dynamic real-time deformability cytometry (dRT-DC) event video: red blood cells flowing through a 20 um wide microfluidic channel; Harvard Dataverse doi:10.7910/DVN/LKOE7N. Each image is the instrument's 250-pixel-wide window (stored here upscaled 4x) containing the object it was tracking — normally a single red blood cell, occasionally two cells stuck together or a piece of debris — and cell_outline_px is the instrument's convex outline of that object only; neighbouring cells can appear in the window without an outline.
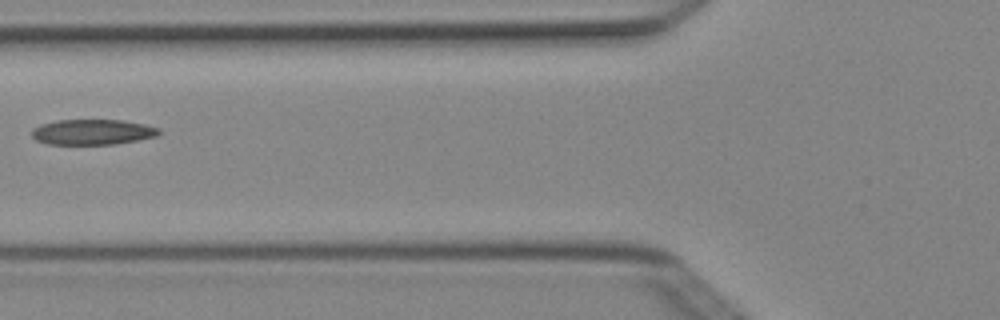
{"species": "Egyptian fruit bat (a non-hibernating species)", "species_latin": "Rousettus aegyptiacus", "temperature_condition": "cold", "stored_images_in_passage": 6, "camera_frame_rate_fps": 3000, "um_per_image_px": 0.085, "animal": {"sex": "female"}, "frame": {"image": 1, "passage_image": 5, "time_ms": 1.333, "image_size_px": [1000, 320], "cell_outline_px": [[160, 132], [156, 136], [140, 140], [116, 144], [48, 144], [36, 140], [32, 136], [32, 128], [40, 124], [56, 120], [124, 120], [144, 124], [160, 128]], "centroid_in_image_um": [7.87, 11.22], "position_along_channel_um": 117.9, "area_um2": 18.96}}
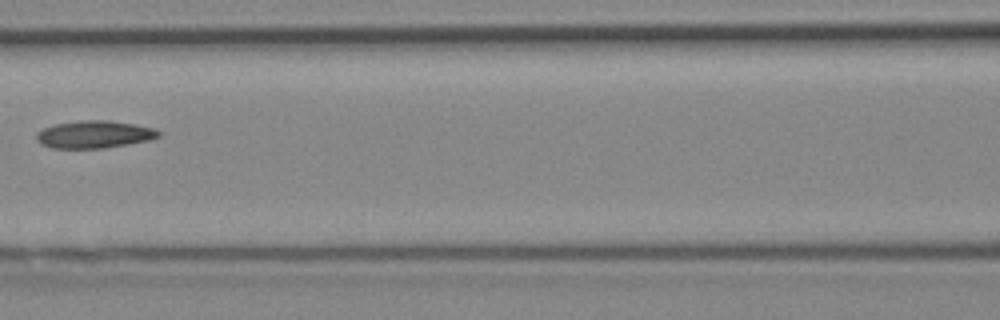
{"frame": {"image": 2, "passage_image": 6, "time_ms": 1.667, "image_size_px": [1000, 320], "cell_outline_px": [[160, 136], [148, 140], [128, 144], [104, 148], [52, 148], [40, 144], [36, 140], [36, 132], [44, 128], [56, 124], [80, 120], [108, 120], [136, 124], [156, 128], [160, 132]], "centroid_in_image_um": [8.01, 11.42], "position_along_channel_um": 158.6, "area_um2": 19.65}}